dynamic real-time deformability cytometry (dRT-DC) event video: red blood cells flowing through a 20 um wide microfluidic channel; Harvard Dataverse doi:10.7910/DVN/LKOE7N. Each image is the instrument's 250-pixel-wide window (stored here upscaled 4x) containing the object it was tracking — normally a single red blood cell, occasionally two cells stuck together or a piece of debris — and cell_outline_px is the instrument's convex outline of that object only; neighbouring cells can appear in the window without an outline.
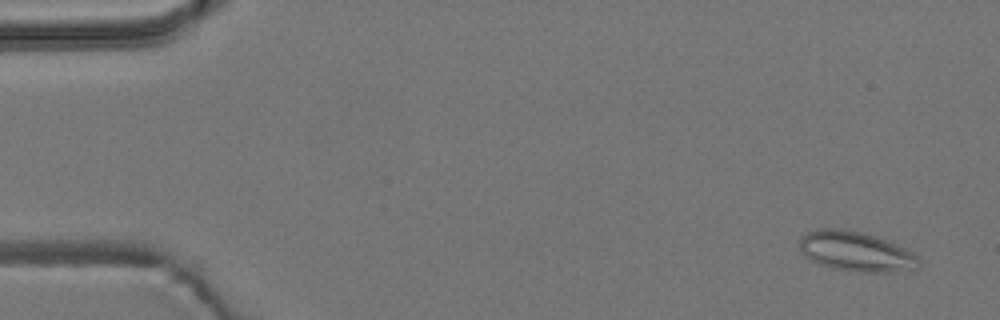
{"species": "common noctule bat (a hibernating species)", "species_latin": "Nyctalus noctula", "temperature_condition": "room temperature", "stored_images_in_passage": 5, "camera_frame_rate_fps": 3000, "um_per_image_px": 0.085, "animal": {"sex": "male", "body_mass_g": 19.2, "forearm_length_mm": 51.8}, "frame": {"image": 1, "passage_image": 1, "time_ms": 0.0, "image_size_px": [1000, 320], "cell_outline_px": [[920, 264], [916, 268], [896, 272], [856, 272], [828, 268], [804, 256], [800, 252], [796, 240], [800, 236], [816, 228], [844, 228], [864, 232], [876, 236], [904, 248], [912, 252], [920, 260]], "centroid_in_image_um": [72.68, 21.37], "position_along_channel_um": 12.3, "area_um2": 28.26}}